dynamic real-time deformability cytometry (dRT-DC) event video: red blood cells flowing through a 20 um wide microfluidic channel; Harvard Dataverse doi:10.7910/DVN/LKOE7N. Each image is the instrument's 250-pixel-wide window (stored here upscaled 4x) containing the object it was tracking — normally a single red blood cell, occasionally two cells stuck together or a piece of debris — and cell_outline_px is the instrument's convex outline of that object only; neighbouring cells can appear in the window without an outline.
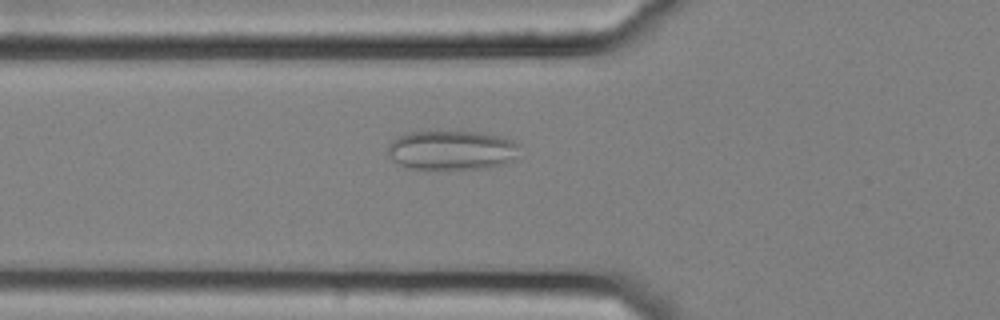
{"species": "common noctule bat (a hibernating species)", "species_latin": "Nyctalus noctula", "temperature_condition": "cold", "stored_images_in_passage": 56, "camera_frame_rate_fps": 3000, "um_per_image_px": 0.085, "animal": {"sex": "female", "body_mass_g": 25.1}, "frame": {"image": 1, "passage_image": 21, "time_ms": 6.667, "image_size_px": [1000, 320], "cell_outline_px": [[520, 144], [516, 156], [512, 160], [504, 164], [488, 168], [408, 168], [392, 160], [388, 156], [388, 144], [392, 140], [408, 132], [476, 132], [500, 136], [516, 140]], "centroid_in_image_um": [38.42, 12.76], "position_along_channel_um": 87.4, "area_um2": 30.11}}
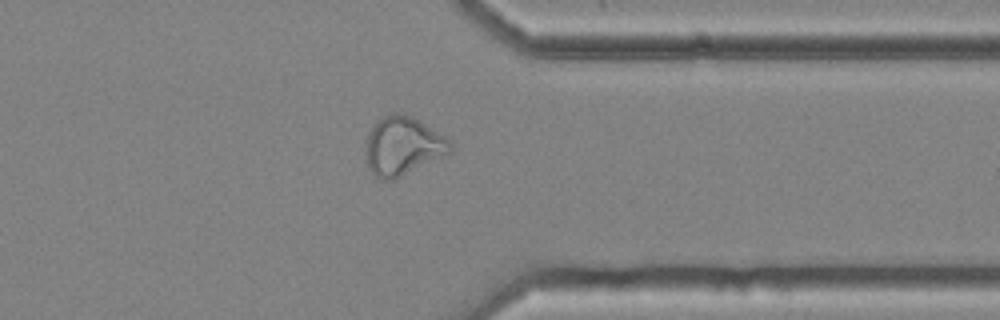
{"frame": {"image": 2, "passage_image": 45, "time_ms": 14.667, "image_size_px": [1000, 320], "cell_outline_px": [[452, 152], [392, 180], [384, 180], [376, 176], [368, 168], [368, 132], [384, 116], [392, 112], [400, 112], [412, 116], [420, 120], [452, 140]], "centroid_in_image_um": [34.31, 12.38], "position_along_channel_um": 377.1, "area_um2": 28.44}}
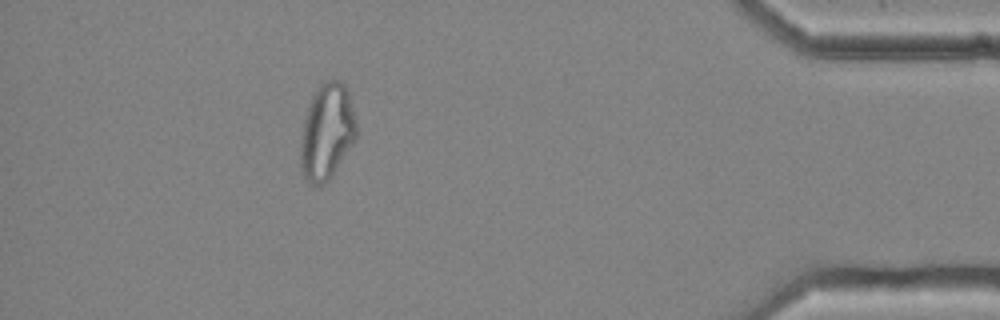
{"frame": {"image": 3, "passage_image": 51, "time_ms": 16.667, "image_size_px": [1000, 320], "cell_outline_px": [[356, 140], [332, 176], [324, 184], [312, 184], [304, 176], [300, 164], [300, 152], [304, 120], [312, 96], [320, 84], [328, 80], [336, 80], [344, 84], [348, 88], [356, 124]], "centroid_in_image_um": [27.8, 11.2], "position_along_channel_um": 407.4, "area_um2": 30.98}, "authors_computed_cell_mechanics": {"area_um2": 29.6514, "velocity_mm_per_s": 3.6487, "shape_relaxation_time_tau1_ms": null, "shape_relaxation_time_tau2_ms": 1.3217, "deformation_change_tau1": null, "deformation_change_tau2": 0.0858}}